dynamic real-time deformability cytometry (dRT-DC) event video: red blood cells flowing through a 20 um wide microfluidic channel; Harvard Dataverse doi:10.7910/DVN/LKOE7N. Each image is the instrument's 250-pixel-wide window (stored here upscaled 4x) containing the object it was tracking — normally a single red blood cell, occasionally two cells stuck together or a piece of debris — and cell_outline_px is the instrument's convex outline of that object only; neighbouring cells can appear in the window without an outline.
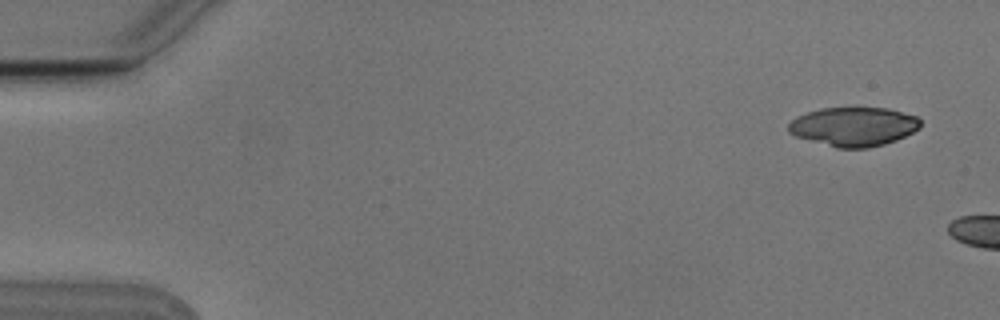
{"species": "Egyptian fruit bat (a non-hibernating species)", "species_latin": "Rousettus aegyptiacus", "temperature_condition": "cold", "stored_images_in_passage": 4, "camera_frame_rate_fps": 3000, "um_per_image_px": 0.085, "animal": {"sex": "male"}, "frame": {"image": 1, "passage_image": 1, "time_ms": 0.0, "image_size_px": [1000, 320], "cell_outline_px": [[920, 128], [896, 140], [884, 144], [868, 148], [836, 148], [796, 136], [788, 132], [788, 124], [796, 116], [820, 108], [852, 104], [856, 104], [888, 108], [916, 116], [920, 120]], "centroid_in_image_um": [72.55, 10.7], "position_along_channel_um": 12.5, "area_um2": 30.98}}